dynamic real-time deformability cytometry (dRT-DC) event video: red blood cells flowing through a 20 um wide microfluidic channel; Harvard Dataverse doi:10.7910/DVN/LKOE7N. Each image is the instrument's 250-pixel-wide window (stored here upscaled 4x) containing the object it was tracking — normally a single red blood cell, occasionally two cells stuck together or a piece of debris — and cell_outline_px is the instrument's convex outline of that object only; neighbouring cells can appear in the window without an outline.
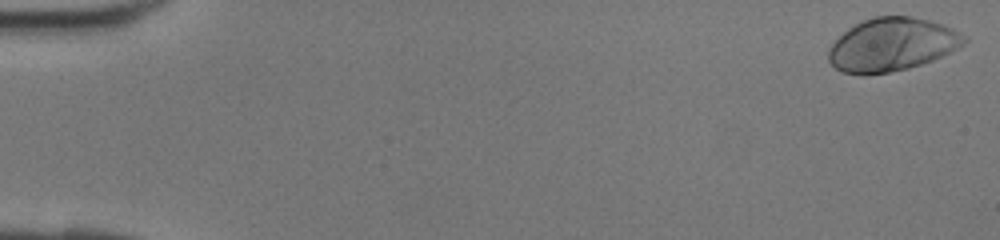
{"species": "human", "species_latin": "Homo sapiens", "temperature_condition": "room temperature", "stored_images_in_passage": 42, "camera_frame_rate_fps": 3000, "um_per_image_px": 0.085, "donor": {"sex": "female"}, "frame": {"image": 1, "passage_image": 1, "time_ms": 0.0, "image_size_px": [1000, 240], "cell_outline_px": [[968, 40], [964, 44], [932, 60], [908, 68], [888, 72], [864, 76], [844, 72], [836, 68], [828, 60], [828, 48], [848, 28], [864, 20], [876, 16], [908, 16], [928, 20], [944, 24], [968, 36]], "centroid_in_image_um": [75.81, 3.79], "position_along_channel_um": 9.2, "area_um2": 41.85}}
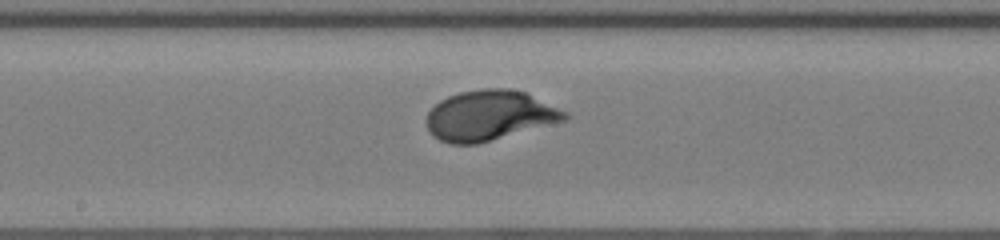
{"frame": {"image": 2, "passage_image": 23, "time_ms": 7.333, "image_size_px": [1000, 240], "cell_outline_px": [[568, 120], [476, 144], [452, 144], [440, 140], [432, 136], [428, 128], [428, 112], [440, 100], [448, 96], [460, 92], [484, 88], [508, 88], [524, 92], [568, 112]], "centroid_in_image_um": [41.62, 9.81], "position_along_channel_um": 206.6, "area_um2": 40.11}}
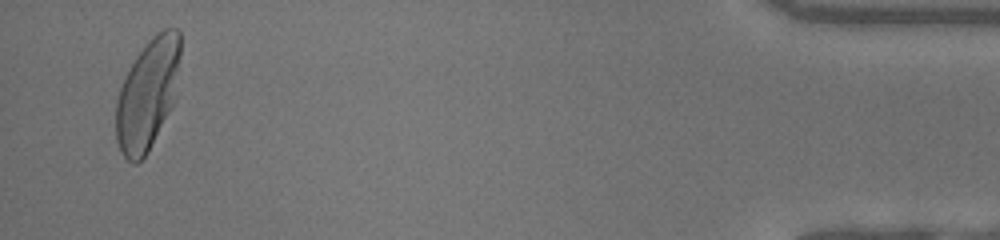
{"frame": {"image": 3, "passage_image": 41, "time_ms": 13.333, "image_size_px": [1000, 240], "cell_outline_px": [[180, 56], [172, 104], [148, 152], [136, 164], [132, 164], [120, 152], [116, 140], [116, 100], [124, 76], [136, 56], [152, 36], [156, 32], [164, 28], [176, 28], [180, 32]], "centroid_in_image_um": [12.51, 8.0], "position_along_channel_um": 422.7, "area_um2": 41.04}}